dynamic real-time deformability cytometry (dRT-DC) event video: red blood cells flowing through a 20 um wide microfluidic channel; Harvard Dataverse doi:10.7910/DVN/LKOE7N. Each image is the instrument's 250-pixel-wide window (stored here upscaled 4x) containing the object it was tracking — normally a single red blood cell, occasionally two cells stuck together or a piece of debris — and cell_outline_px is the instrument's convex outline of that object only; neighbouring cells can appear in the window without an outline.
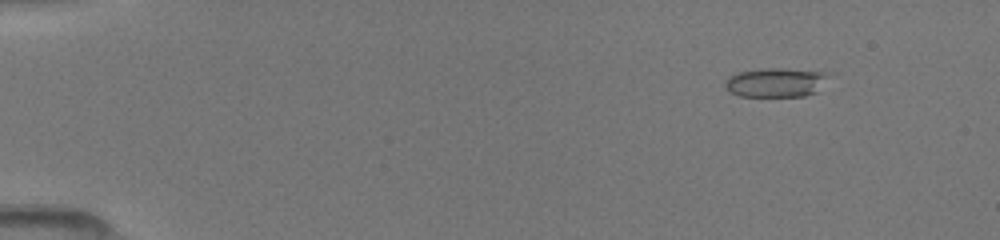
{"species": "common noctule bat (a hibernating species)", "species_latin": "Nyctalus noctula", "temperature_condition": "room temperature", "stored_images_in_passage": 6, "camera_frame_rate_fps": 3000, "um_per_image_px": 0.085, "animal": {"sex": "female", "body_mass_g": 19.5, "forearm_length_mm": 54.1}, "frame": {"image": 1, "passage_image": 2, "time_ms": 1.333, "image_size_px": [1000, 240], "cell_outline_px": [[828, 76], [816, 92], [804, 96], [740, 96], [728, 92], [724, 88], [724, 80], [728, 76], [736, 72], [760, 68], [780, 68], [824, 72]], "centroid_in_image_um": [65.83, 7.0], "position_along_channel_um": 19.2, "area_um2": 17.69}}
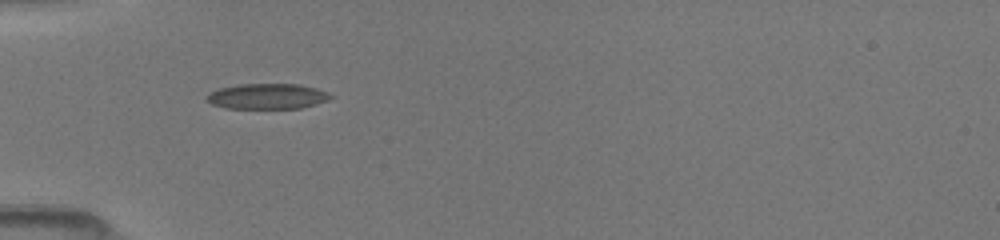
{"frame": {"image": 2, "passage_image": 5, "time_ms": 5.0, "image_size_px": [1000, 240], "cell_outline_px": [[332, 96], [328, 100], [316, 104], [300, 108], [224, 108], [212, 104], [208, 100], [208, 92], [220, 88], [240, 84], [300, 84], [316, 88], [328, 92]], "centroid_in_image_um": [22.73, 8.18], "position_along_channel_um": 62.3, "area_um2": 18.26}}
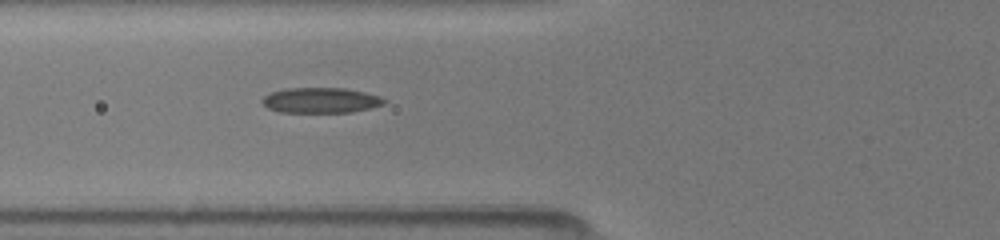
{"frame": {"image": 3, "passage_image": 6, "time_ms": 6.0, "image_size_px": [1000, 240], "cell_outline_px": [[388, 100], [384, 104], [352, 112], [280, 112], [268, 108], [260, 104], [260, 100], [264, 96], [272, 92], [288, 88], [344, 88], [364, 92], [380, 96]], "centroid_in_image_um": [27.24, 8.52], "position_along_channel_um": 98.6, "area_um2": 18.03}}